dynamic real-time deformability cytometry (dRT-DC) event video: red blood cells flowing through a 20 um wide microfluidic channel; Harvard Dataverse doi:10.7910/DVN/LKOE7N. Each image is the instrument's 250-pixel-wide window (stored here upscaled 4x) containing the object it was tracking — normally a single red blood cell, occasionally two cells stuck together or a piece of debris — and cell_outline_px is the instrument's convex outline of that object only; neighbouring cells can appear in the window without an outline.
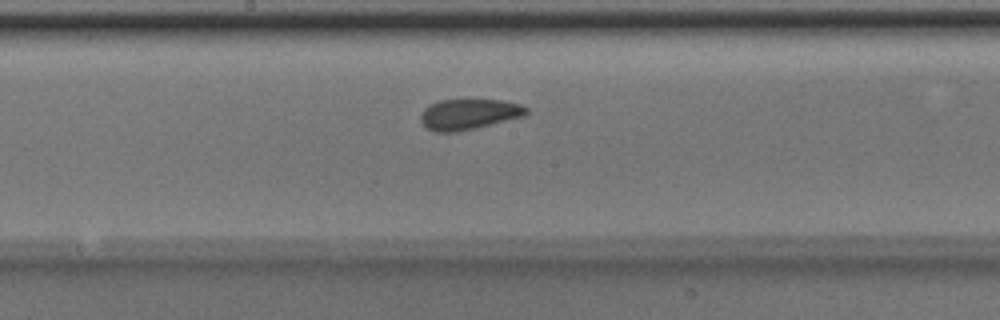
{"species": "Egyptian fruit bat (a non-hibernating species)", "species_latin": "Rousettus aegyptiacus", "temperature_condition": "room temperature", "stored_images_in_passage": 44, "camera_frame_rate_fps": 3000, "um_per_image_px": 0.085, "animal": {"sex": "male"}, "frame": {"image": 1, "passage_image": 20, "time_ms": 6.333, "image_size_px": [1000, 320], "cell_outline_px": [[528, 112], [524, 116], [476, 128], [456, 132], [436, 132], [428, 128], [420, 120], [420, 112], [428, 104], [440, 100], [500, 100], [520, 104], [528, 108]], "centroid_in_image_um": [39.83, 9.7], "position_along_channel_um": 208.4, "area_um2": 18.84}}
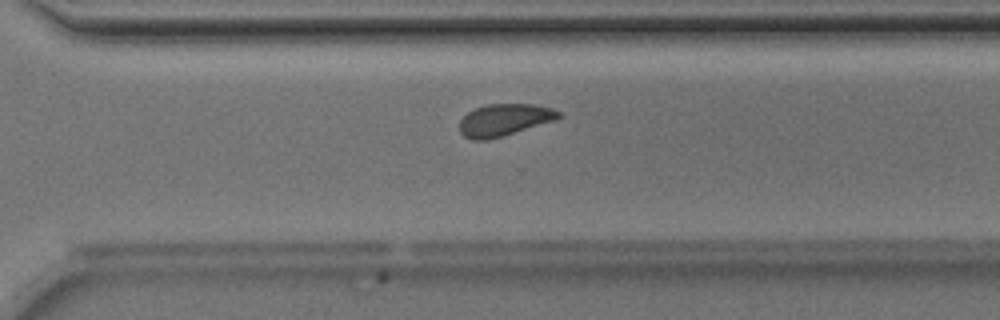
{"frame": {"image": 2, "passage_image": 29, "time_ms": 9.333, "image_size_px": [1000, 320], "cell_outline_px": [[564, 116], [556, 120], [488, 140], [472, 140], [464, 136], [460, 132], [460, 120], [468, 112], [476, 108], [488, 104], [532, 104], [552, 108], [560, 112]], "centroid_in_image_um": [42.88, 10.19], "position_along_channel_um": 327.7, "area_um2": 18.44}}
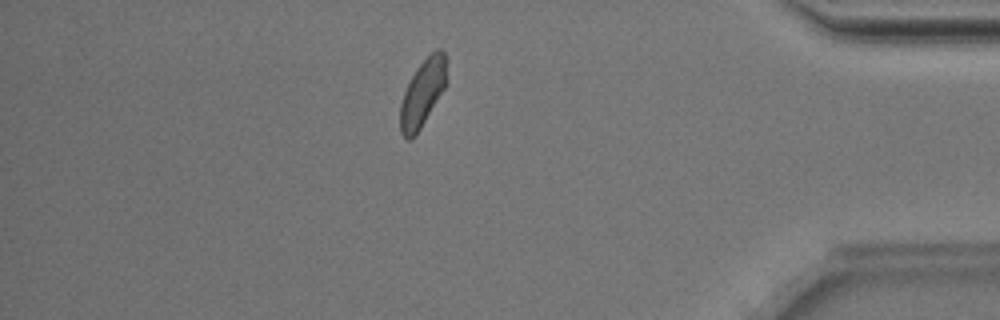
{"frame": {"image": 3, "passage_image": 37, "time_ms": 12.0, "image_size_px": [1000, 320], "cell_outline_px": [[448, 80], [444, 88], [420, 128], [408, 140], [400, 132], [400, 104], [404, 92], [416, 68], [436, 48], [440, 48], [444, 52]], "centroid_in_image_um": [35.93, 7.86], "position_along_channel_um": 399.3, "area_um2": 17.74}, "authors_computed_cell_mechanics": {"area_um2": 18.8717, "velocity_mm_per_s": 3.9845, "shape_relaxation_time_tau1_ms": 2.6945, "shape_relaxation_time_tau2_ms": 1.2127, "deformation_change_tau1": 0.0657, "deformation_change_tau2": 0.0548}}